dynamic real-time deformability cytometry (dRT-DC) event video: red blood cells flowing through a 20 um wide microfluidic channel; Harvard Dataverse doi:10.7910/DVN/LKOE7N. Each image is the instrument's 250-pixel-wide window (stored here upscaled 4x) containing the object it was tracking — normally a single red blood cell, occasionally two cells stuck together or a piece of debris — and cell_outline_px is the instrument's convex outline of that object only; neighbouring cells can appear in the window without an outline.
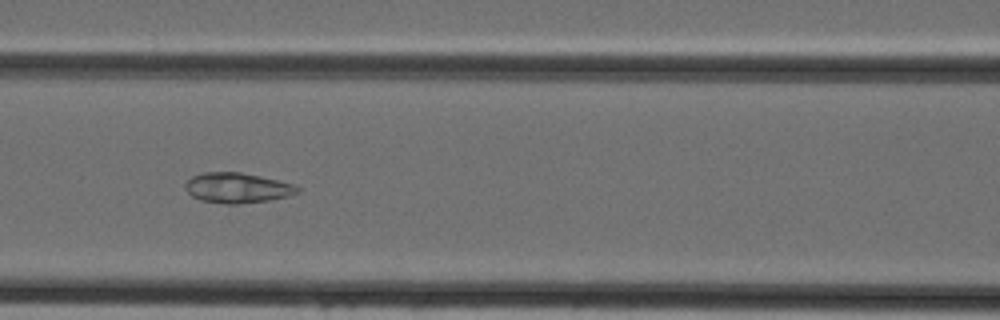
{"species": "Egyptian fruit bat (a non-hibernating species)", "species_latin": "Rousettus aegyptiacus", "temperature_condition": "cold", "stored_images_in_passage": 36, "camera_frame_rate_fps": 3000, "um_per_image_px": 0.085, "animal": {"sex": "female"}, "frame": {"image": 1, "passage_image": 11, "time_ms": 3.333, "image_size_px": [1000, 320], "cell_outline_px": [[300, 192], [268, 200], [236, 204], [228, 204], [200, 200], [192, 196], [184, 188], [184, 184], [192, 176], [204, 172], [240, 172], [260, 176], [292, 184], [300, 188]], "centroid_in_image_um": [20.11, 15.96], "position_along_channel_um": 146.5, "area_um2": 19.48}}
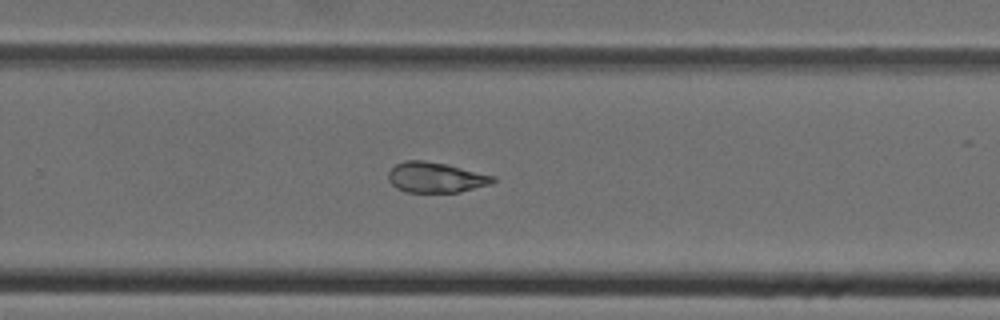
{"frame": {"image": 2, "passage_image": 21, "time_ms": 6.667, "image_size_px": [1000, 320], "cell_outline_px": [[496, 180], [492, 184], [460, 192], [408, 192], [396, 188], [388, 180], [388, 172], [396, 164], [404, 160], [424, 160], [448, 164], [496, 176]], "centroid_in_image_um": [37.06, 15.07], "position_along_channel_um": 292.7, "area_um2": 18.73}}
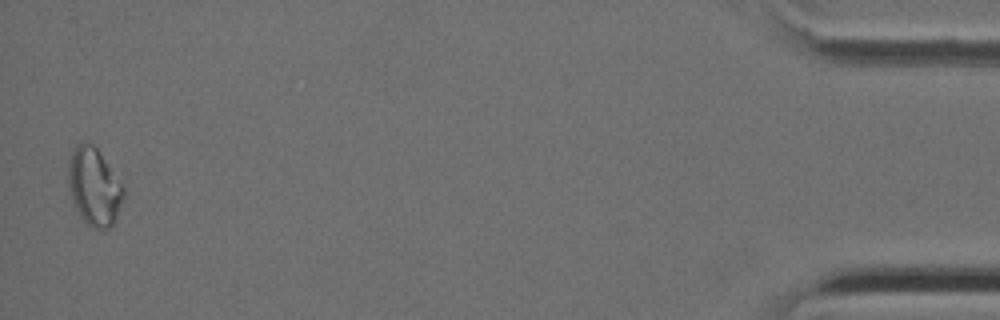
{"frame": {"image": 3, "passage_image": 36, "time_ms": 11.667, "image_size_px": [1000, 320], "cell_outline_px": [[124, 196], [116, 220], [108, 228], [92, 228], [80, 216], [76, 208], [68, 188], [68, 164], [72, 152], [76, 144], [92, 144], [100, 152], [124, 188]], "centroid_in_image_um": [8.0, 15.89], "position_along_channel_um": 427.2, "area_um2": 24.62}}